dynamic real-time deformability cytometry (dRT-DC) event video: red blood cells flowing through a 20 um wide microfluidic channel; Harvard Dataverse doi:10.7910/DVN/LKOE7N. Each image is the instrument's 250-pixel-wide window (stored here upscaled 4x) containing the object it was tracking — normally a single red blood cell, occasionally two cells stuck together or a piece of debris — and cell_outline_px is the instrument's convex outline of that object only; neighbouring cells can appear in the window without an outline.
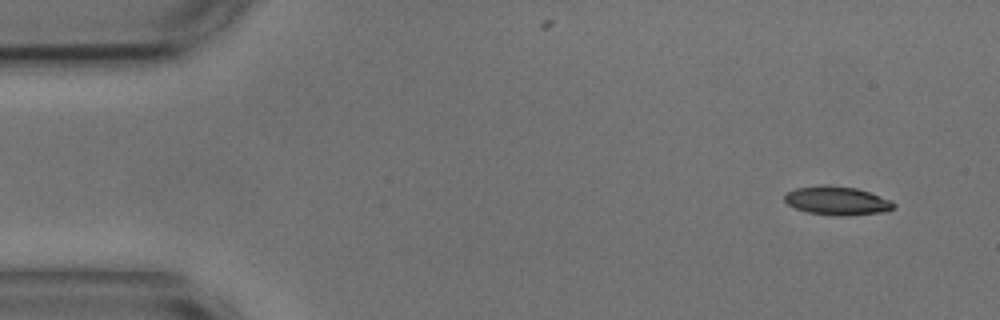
{"species": "common noctule bat (a hibernating species)", "species_latin": "Nyctalus noctula", "temperature_condition": "cold", "stored_images_in_passage": 55, "camera_frame_rate_fps": 3000, "um_per_image_px": 0.085, "animal": {"sex": "male", "body_mass_g": 17.9, "forearm_length_mm": 54.2}, "frame": {"image": 1, "passage_image": 3, "time_ms": 0.667, "image_size_px": [1000, 320], "cell_outline_px": [[896, 208], [888, 212], [840, 216], [836, 216], [808, 212], [796, 208], [788, 204], [784, 200], [784, 192], [796, 188], [856, 188], [892, 200], [896, 204]], "centroid_in_image_um": [71.22, 17.12], "position_along_channel_um": 13.8, "area_um2": 17.57}}
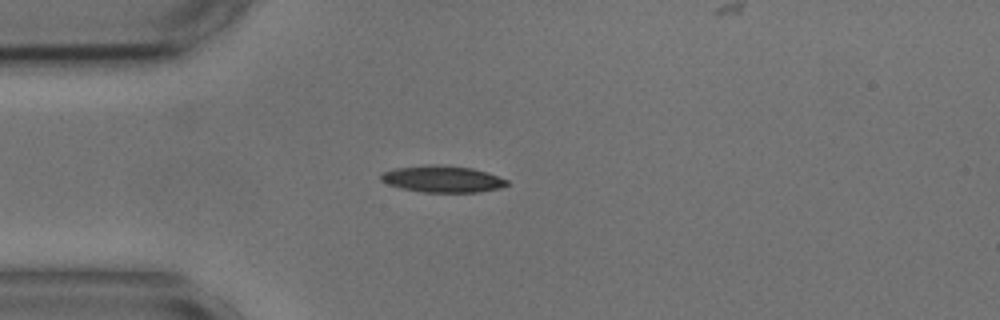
{"frame": {"image": 2, "passage_image": 13, "time_ms": 4.0, "image_size_px": [1000, 320], "cell_outline_px": [[508, 184], [500, 188], [480, 192], [424, 192], [400, 188], [388, 184], [380, 180], [380, 172], [396, 168], [424, 164], [440, 164], [472, 168], [488, 172], [508, 180]], "centroid_in_image_um": [37.59, 15.2], "position_along_channel_um": 47.4, "area_um2": 19.83}}
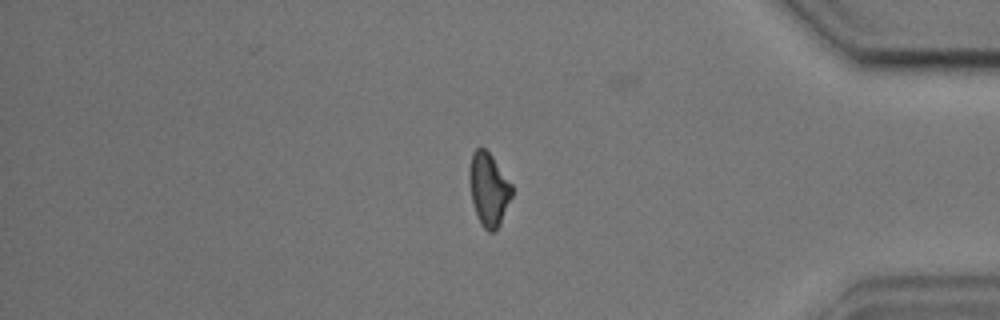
{"frame": {"image": 3, "passage_image": 45, "time_ms": 14.667, "image_size_px": [1000, 320], "cell_outline_px": [[512, 196], [500, 224], [492, 232], [488, 232], [480, 224], [472, 200], [468, 176], [468, 172], [472, 152], [476, 148], [484, 148], [492, 156], [512, 184]], "centroid_in_image_um": [41.53, 16.08], "position_along_channel_um": 393.7, "area_um2": 18.03}, "authors_computed_cell_mechanics": {"area_um2": 18.6116, "velocity_mm_per_s": 3.6246, "shape_relaxation_time_tau1_ms": 8.7932, "shape_relaxation_time_tau2_ms": 7.6218, "deformation_change_tau1": 0.2101, "deformation_change_tau2": 0.187}}